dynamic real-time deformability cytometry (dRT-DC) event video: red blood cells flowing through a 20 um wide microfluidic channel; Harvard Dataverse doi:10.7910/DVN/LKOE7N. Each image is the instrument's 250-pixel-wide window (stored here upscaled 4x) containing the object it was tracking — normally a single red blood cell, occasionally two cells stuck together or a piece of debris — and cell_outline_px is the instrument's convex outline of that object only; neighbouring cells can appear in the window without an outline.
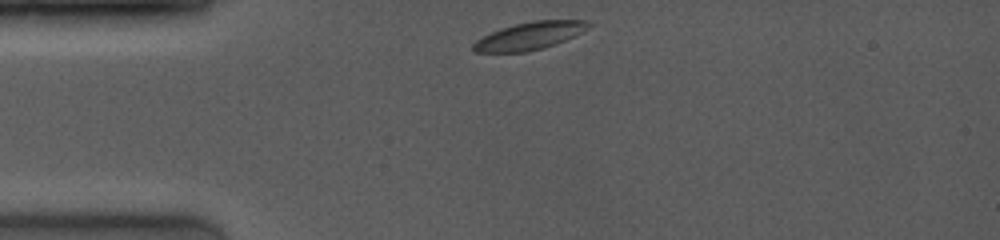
{"species": "common noctule bat (a hibernating species)", "species_latin": "Nyctalus noctula", "temperature_condition": "room temperature", "stored_images_in_passage": 7, "camera_frame_rate_fps": 4000, "um_per_image_px": 0.085, "animal": {"sex": "female", "body_mass_g": 19.0, "forearm_length_mm": 53.3}, "frame": {"image": 1, "passage_image": 1, "time_ms": 0.0, "image_size_px": [1000, 240], "cell_outline_px": [[592, 24], [588, 28], [564, 40], [544, 48], [524, 52], [476, 52], [472, 48], [472, 44], [476, 40], [500, 28], [532, 20], [588, 20]], "centroid_in_image_um": [45.0, 3.04], "position_along_channel_um": 40.0, "area_um2": 18.32}}